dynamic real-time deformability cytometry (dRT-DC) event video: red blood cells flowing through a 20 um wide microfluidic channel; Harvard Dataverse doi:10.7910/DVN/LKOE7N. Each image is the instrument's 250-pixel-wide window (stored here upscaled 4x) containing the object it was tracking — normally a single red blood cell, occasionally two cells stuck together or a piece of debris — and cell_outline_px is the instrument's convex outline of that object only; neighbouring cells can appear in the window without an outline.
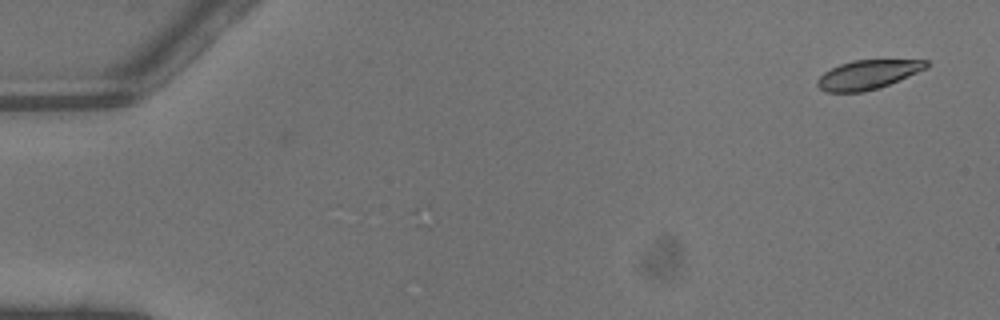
{"species": "common noctule bat (a hibernating species)", "species_latin": "Nyctalus noctula", "temperature_condition": "warm", "stored_images_in_passage": 2, "camera_frame_rate_fps": 3000, "um_per_image_px": 0.085, "animal": {"sex": "male", "body_mass_g": 13.3}, "frame": {"image": 1, "passage_image": 2, "time_ms": 0.333, "image_size_px": [1000, 320], "cell_outline_px": [[928, 68], [880, 88], [864, 92], [824, 92], [816, 84], [816, 80], [824, 72], [840, 64], [852, 60], [928, 60]], "centroid_in_image_um": [73.75, 6.35], "position_along_channel_um": 11.2, "area_um2": 18.55}}